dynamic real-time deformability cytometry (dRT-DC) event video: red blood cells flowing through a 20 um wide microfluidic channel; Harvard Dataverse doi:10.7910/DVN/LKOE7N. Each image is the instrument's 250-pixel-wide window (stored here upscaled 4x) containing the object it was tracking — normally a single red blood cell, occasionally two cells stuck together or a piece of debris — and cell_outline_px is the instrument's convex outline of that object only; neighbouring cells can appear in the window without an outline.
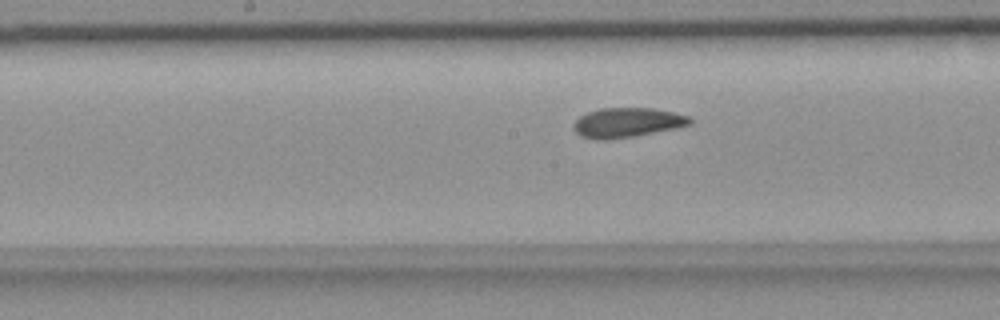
{"species": "common noctule bat (a hibernating species)", "species_latin": "Nyctalus noctula", "temperature_condition": "room temperature", "stored_images_in_passage": 37, "camera_frame_rate_fps": 3000, "um_per_image_px": 0.085, "animal": {"sex": "female", "body_mass_g": 18.4}, "frame": {"image": 1, "passage_image": 20, "time_ms": 6.333, "image_size_px": [1000, 320], "cell_outline_px": [[692, 124], [676, 128], [636, 136], [608, 140], [596, 140], [580, 136], [572, 128], [572, 124], [580, 116], [588, 112], [600, 108], [652, 108], [672, 112], [688, 116], [692, 120]], "centroid_in_image_um": [53.27, 10.43], "position_along_channel_um": 194.9, "area_um2": 20.23}}
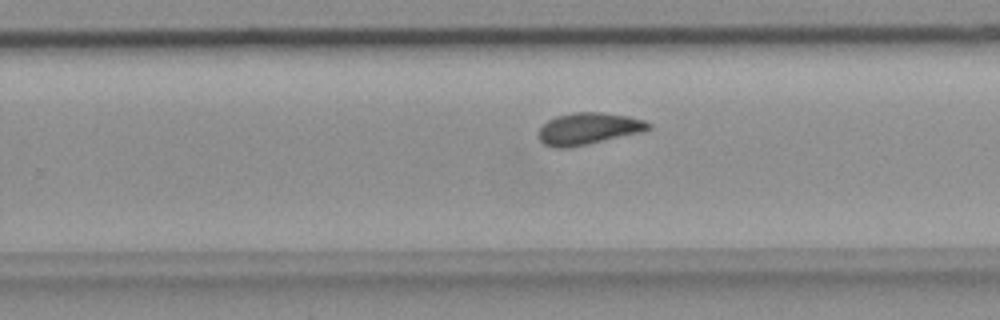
{"frame": {"image": 2, "passage_image": 27, "time_ms": 8.667, "image_size_px": [1000, 320], "cell_outline_px": [[652, 128], [644, 132], [568, 148], [552, 148], [544, 144], [540, 140], [540, 128], [548, 120], [556, 116], [572, 112], [600, 112], [628, 116], [644, 120], [652, 124]], "centroid_in_image_um": [50.05, 10.93], "position_along_channel_um": 279.7, "area_um2": 20.46}}
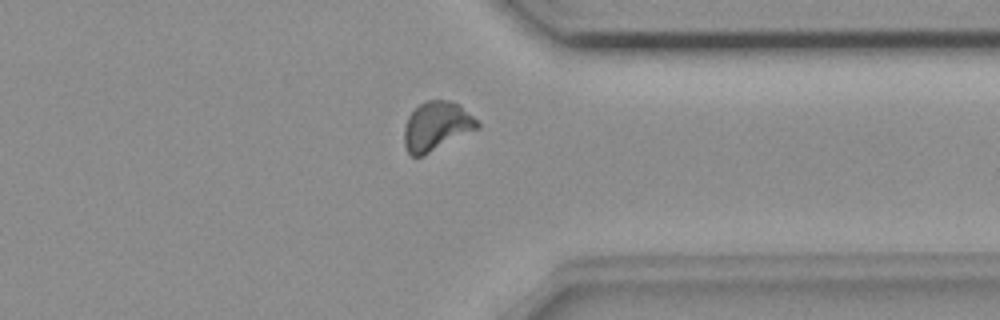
{"frame": {"image": 3, "passage_image": 35, "time_ms": 11.333, "image_size_px": [1000, 320], "cell_outline_px": [[480, 128], [420, 156], [412, 156], [408, 152], [404, 144], [404, 128], [408, 116], [420, 104], [428, 100], [452, 100], [460, 104], [480, 124]], "centroid_in_image_um": [37.11, 10.7], "position_along_channel_um": 374.3, "area_um2": 20.63}}